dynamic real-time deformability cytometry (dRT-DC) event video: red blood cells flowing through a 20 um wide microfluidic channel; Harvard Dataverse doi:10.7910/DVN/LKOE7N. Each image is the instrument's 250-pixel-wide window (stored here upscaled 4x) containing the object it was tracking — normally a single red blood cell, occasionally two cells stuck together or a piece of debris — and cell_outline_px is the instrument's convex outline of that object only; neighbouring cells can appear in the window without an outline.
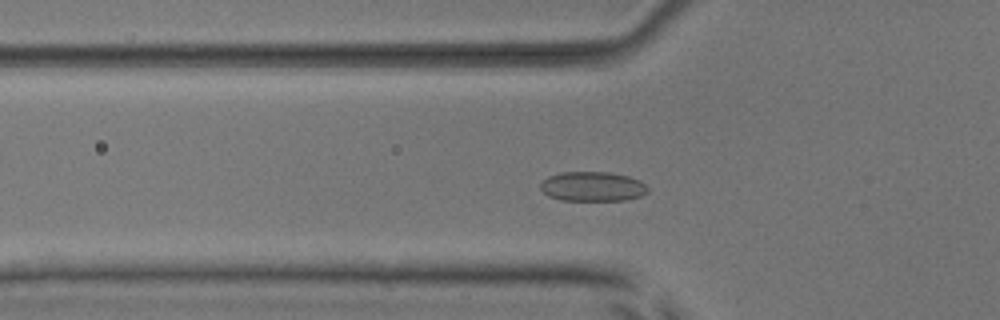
{"species": "common noctule bat (a hibernating species)", "species_latin": "Nyctalus noctula", "temperature_condition": "room temperature", "stored_images_in_passage": 45, "camera_frame_rate_fps": 3000, "um_per_image_px": 0.085, "animal": {"sex": "male", "body_mass_g": 17.9, "forearm_length_mm": 54.2}, "frame": {"image": 1, "passage_image": 15, "time_ms": 4.667, "image_size_px": [1000, 320], "cell_outline_px": [[648, 192], [640, 196], [624, 200], [560, 200], [548, 196], [540, 188], [540, 184], [548, 176], [560, 172], [608, 172], [628, 176], [640, 180], [648, 188]], "centroid_in_image_um": [50.35, 15.85], "position_along_channel_um": 75.4, "area_um2": 18.5}}
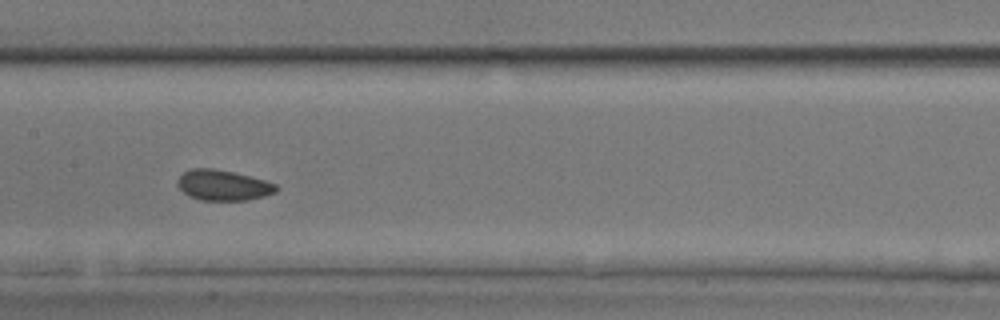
{"frame": {"image": 2, "passage_image": 24, "time_ms": 7.667, "image_size_px": [1000, 320], "cell_outline_px": [[280, 188], [276, 192], [264, 196], [248, 200], [200, 200], [188, 196], [176, 184], [176, 180], [184, 172], [192, 168], [212, 168], [232, 172], [264, 180], [276, 184]], "centroid_in_image_um": [18.95, 15.75], "position_along_channel_um": 188.4, "area_um2": 17.51}}
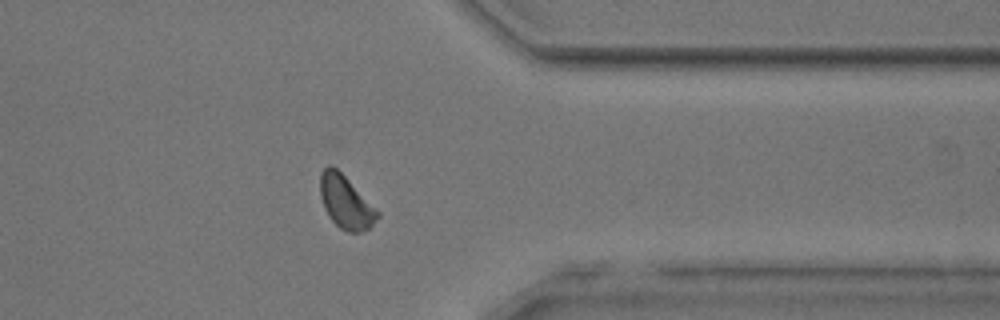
{"frame": {"image": 3, "passage_image": 40, "time_ms": 13.0, "image_size_px": [1000, 320], "cell_outline_px": [[380, 216], [368, 228], [360, 232], [348, 232], [340, 228], [328, 216], [324, 208], [320, 196], [320, 172], [328, 164], [332, 164], [380, 212]], "centroid_in_image_um": [29.36, 17.17], "position_along_channel_um": 382.0, "area_um2": 17.51}, "authors_computed_cell_mechanics": {"area_um2": 17.7446, "velocity_mm_per_s": 3.7733, "shape_relaxation_time_tau1_ms": 5.7881, "shape_relaxation_time_tau2_ms": 2.2556, "deformation_change_tau1": 0.0677, "deformation_change_tau2": 0.0536}}